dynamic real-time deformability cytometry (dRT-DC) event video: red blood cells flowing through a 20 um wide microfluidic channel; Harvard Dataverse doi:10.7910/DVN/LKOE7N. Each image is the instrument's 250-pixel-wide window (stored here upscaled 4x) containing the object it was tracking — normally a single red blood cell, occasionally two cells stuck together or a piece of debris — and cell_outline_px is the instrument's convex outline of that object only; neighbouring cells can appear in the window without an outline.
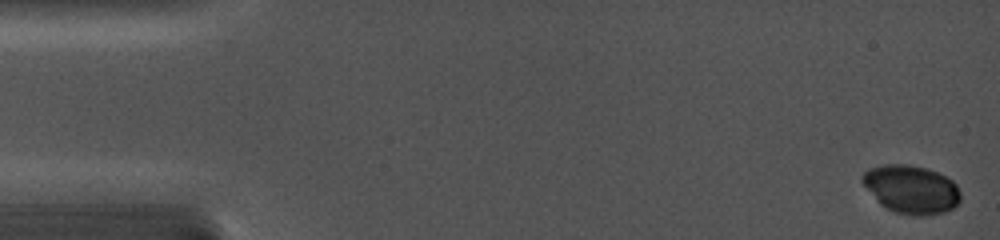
{"species": "common noctule bat (a hibernating species)", "species_latin": "Nyctalus noctula", "temperature_condition": "cold", "stored_images_in_passage": 11, "camera_frame_rate_fps": 5000, "um_per_image_px": 0.085, "animal": {"sex": "female", "body_mass_g": 19.0, "forearm_length_mm": 56.7}, "frame": {"image": 1, "passage_image": 1, "time_ms": 0.0, "image_size_px": [1000, 240], "cell_outline_px": [[960, 200], [952, 208], [944, 212], [924, 216], [916, 216], [896, 212], [880, 204], [860, 180], [860, 176], [868, 168], [884, 164], [908, 164], [928, 168], [952, 180], [956, 184], [960, 192]], "centroid_in_image_um": [77.44, 16.08], "position_along_channel_um": 7.6, "area_um2": 27.63}}